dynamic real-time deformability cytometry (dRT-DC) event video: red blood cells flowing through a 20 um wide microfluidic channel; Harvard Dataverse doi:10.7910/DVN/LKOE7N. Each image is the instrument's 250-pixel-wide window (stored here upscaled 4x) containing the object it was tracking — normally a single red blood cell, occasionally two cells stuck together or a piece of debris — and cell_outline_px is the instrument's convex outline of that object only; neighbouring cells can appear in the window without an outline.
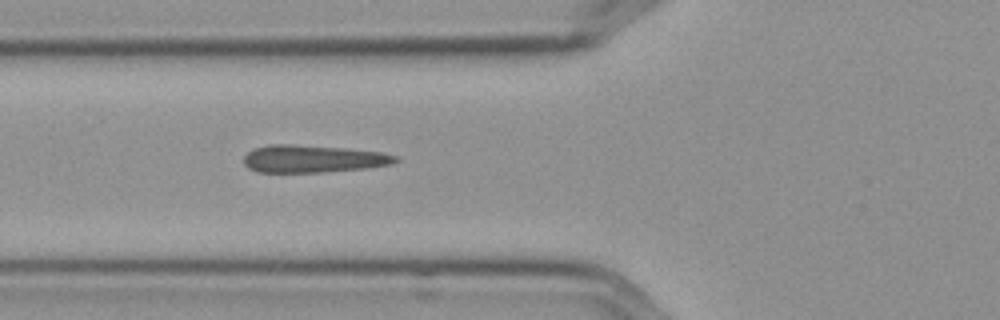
{"species": "Egyptian fruit bat (a non-hibernating species)", "species_latin": "Rousettus aegyptiacus", "temperature_condition": "cold", "stored_images_in_passage": 5, "camera_frame_rate_fps": 3000, "um_per_image_px": 0.085, "frame": {"image": 1, "passage_image": 5, "time_ms": 1.333, "image_size_px": [1000, 320], "cell_outline_px": [[400, 160], [388, 164], [364, 168], [324, 172], [256, 172], [248, 168], [244, 164], [244, 156], [248, 152], [256, 148], [268, 144], [292, 144], [348, 148], [380, 152], [400, 156]], "centroid_in_image_um": [26.59, 13.49], "position_along_channel_um": 99.2, "area_um2": 24.33}}